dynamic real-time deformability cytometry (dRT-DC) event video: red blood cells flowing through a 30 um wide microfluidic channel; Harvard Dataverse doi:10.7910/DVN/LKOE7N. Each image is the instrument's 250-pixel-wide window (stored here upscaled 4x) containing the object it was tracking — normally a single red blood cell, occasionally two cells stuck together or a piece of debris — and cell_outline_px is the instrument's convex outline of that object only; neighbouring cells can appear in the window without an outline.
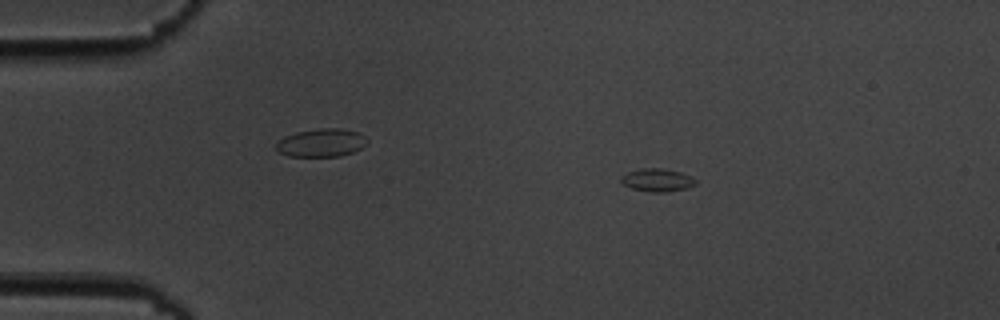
{"species": "common noctule bat (a hibernating species)", "species_latin": "Nyctalus noctula", "temperature_condition": "cold", "stored_images_in_passage": 4, "camera_frame_rate_fps": 3000, "um_per_image_px": 0.085, "animal": {"sex": "male", "body_mass_g": 19.5, "forearm_length_mm": 54.6}, "frame": {"image": 1, "passage_image": 2, "time_ms": 1.0, "image_size_px": [1000, 320], "cell_outline_px": [[696, 184], [688, 188], [668, 192], [652, 192], [632, 188], [624, 184], [620, 180], [620, 176], [628, 172], [640, 168], [664, 168], [680, 172], [692, 176], [696, 180]], "centroid_in_image_um": [55.89, 15.3], "position_along_channel_um": 29.1, "area_um2": 10.06}}